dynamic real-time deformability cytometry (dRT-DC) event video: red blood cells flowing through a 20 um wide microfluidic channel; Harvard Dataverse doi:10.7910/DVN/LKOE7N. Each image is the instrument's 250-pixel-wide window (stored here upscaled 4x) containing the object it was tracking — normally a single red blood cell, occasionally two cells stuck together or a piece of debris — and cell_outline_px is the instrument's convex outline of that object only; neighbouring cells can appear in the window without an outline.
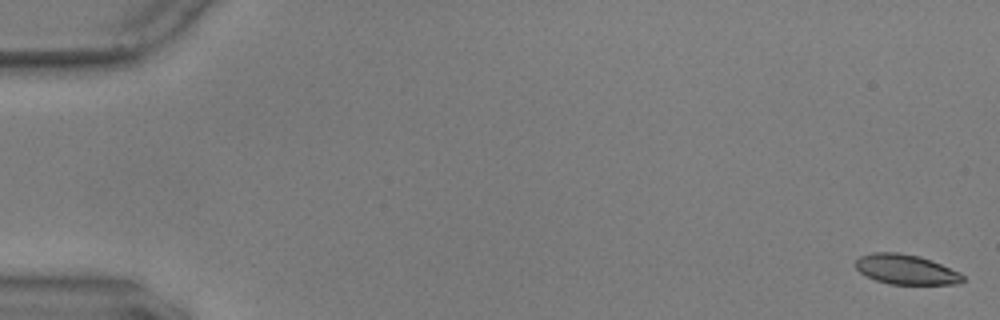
{"species": "common noctule bat (a hibernating species)", "species_latin": "Nyctalus noctula", "temperature_condition": "warm", "stored_images_in_passage": 14, "camera_frame_rate_fps": 3000, "um_per_image_px": 0.085, "animal": {"sex": "male", "body_mass_g": 17.9, "forearm_length_mm": 54.2}, "frame": {"image": 1, "passage_image": 1, "time_ms": 0.0, "image_size_px": [1000, 320], "cell_outline_px": [[964, 280], [960, 284], [888, 284], [864, 276], [856, 268], [856, 260], [860, 256], [872, 252], [900, 252], [920, 256], [960, 272], [964, 276]], "centroid_in_image_um": [77.0, 22.9], "position_along_channel_um": 8.0, "area_um2": 18.79}}